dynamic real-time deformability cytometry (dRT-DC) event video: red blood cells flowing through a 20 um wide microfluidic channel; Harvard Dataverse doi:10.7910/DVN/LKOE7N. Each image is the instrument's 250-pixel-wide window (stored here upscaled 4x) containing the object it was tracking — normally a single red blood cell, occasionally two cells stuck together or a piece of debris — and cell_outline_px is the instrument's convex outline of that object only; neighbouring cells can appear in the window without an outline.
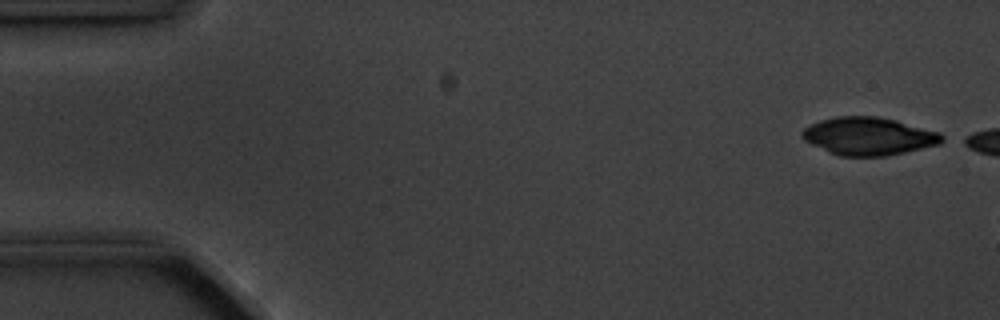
{"species": "common noctule bat (a hibernating species)", "species_latin": "Nyctalus noctula", "temperature_condition": "cold", "stored_images_in_passage": 3, "camera_frame_rate_fps": 3000, "um_per_image_px": 0.085, "animal": {"sex": "male", "body_mass_g": 20.1, "forearm_length_mm": 53.5}, "frame": {"image": 1, "passage_image": 1, "time_ms": 0.0, "image_size_px": [1000, 320], "cell_outline_px": [[948, 140], [940, 144], [904, 152], [884, 156], [840, 156], [828, 152], [804, 140], [800, 132], [804, 128], [820, 120], [836, 116], [876, 116], [896, 120], [940, 132]], "centroid_in_image_um": [73.86, 11.57], "position_along_channel_um": 11.1, "area_um2": 30.92}}